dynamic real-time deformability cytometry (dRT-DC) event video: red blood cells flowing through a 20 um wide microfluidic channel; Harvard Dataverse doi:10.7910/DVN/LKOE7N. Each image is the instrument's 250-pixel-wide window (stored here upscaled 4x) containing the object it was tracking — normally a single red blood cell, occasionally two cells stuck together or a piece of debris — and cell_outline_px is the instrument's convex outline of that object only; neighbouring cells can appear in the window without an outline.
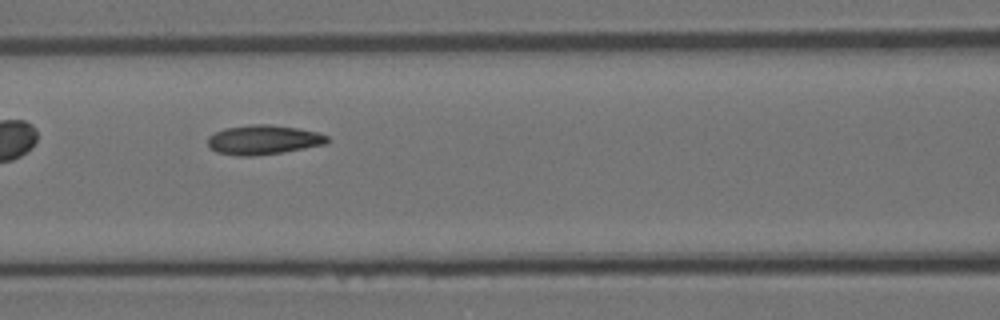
{"species": "Egyptian fruit bat (a non-hibernating species)", "species_latin": "Rousettus aegyptiacus", "temperature_condition": "room temperature", "stored_images_in_passage": 9, "camera_frame_rate_fps": 3000, "um_per_image_px": 0.085, "animal": {"sex": "female"}, "frame": {"image": 1, "passage_image": 6, "time_ms": 1.667, "image_size_px": [1000, 320], "cell_outline_px": [[332, 140], [328, 144], [280, 152], [252, 156], [240, 156], [216, 152], [208, 148], [208, 136], [224, 128], [252, 124], [268, 124], [296, 128], [316, 132], [328, 136]], "centroid_in_image_um": [22.38, 11.88], "position_along_channel_um": 144.2, "area_um2": 20.52}}
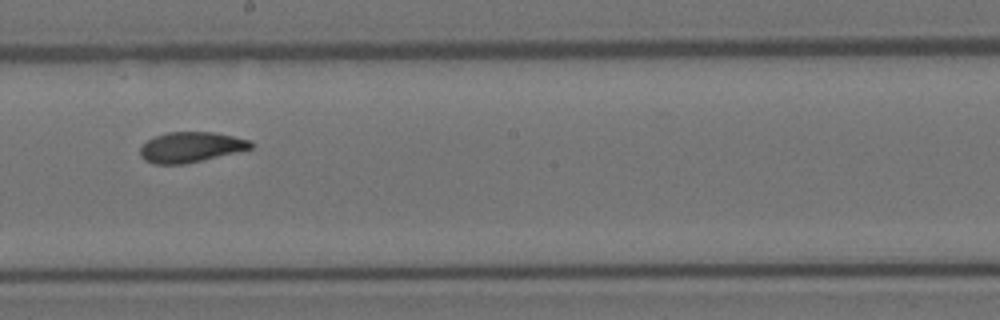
{"frame": {"image": 2, "passage_image": 8, "time_ms": 2.333, "image_size_px": [1000, 320], "cell_outline_px": [[252, 148], [184, 164], [156, 164], [144, 160], [140, 156], [140, 148], [148, 140], [156, 136], [168, 132], [212, 132], [232, 136], [248, 140], [252, 144]], "centroid_in_image_um": [16.17, 12.51], "position_along_channel_um": 232.0, "area_um2": 19.13}}
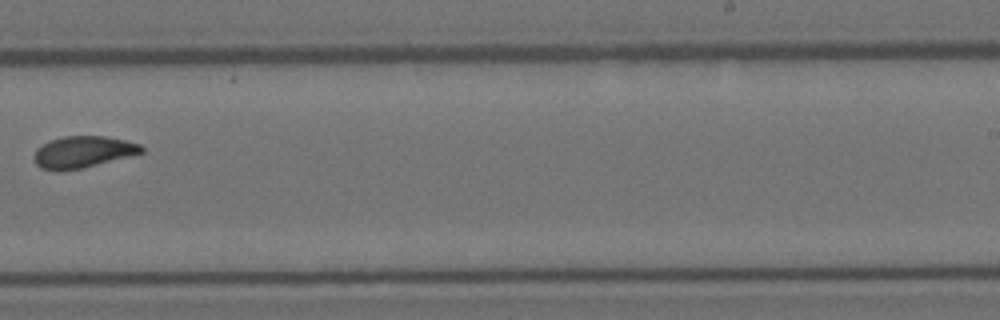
{"frame": {"image": 3, "passage_image": 9, "time_ms": 2.667, "image_size_px": [1000, 320], "cell_outline_px": [[144, 152], [80, 168], [60, 172], [40, 168], [36, 164], [32, 156], [36, 148], [52, 140], [64, 136], [104, 136], [124, 140], [140, 144], [144, 148]], "centroid_in_image_um": [7.0, 12.92], "position_along_channel_um": 282.0, "area_um2": 19.65}}